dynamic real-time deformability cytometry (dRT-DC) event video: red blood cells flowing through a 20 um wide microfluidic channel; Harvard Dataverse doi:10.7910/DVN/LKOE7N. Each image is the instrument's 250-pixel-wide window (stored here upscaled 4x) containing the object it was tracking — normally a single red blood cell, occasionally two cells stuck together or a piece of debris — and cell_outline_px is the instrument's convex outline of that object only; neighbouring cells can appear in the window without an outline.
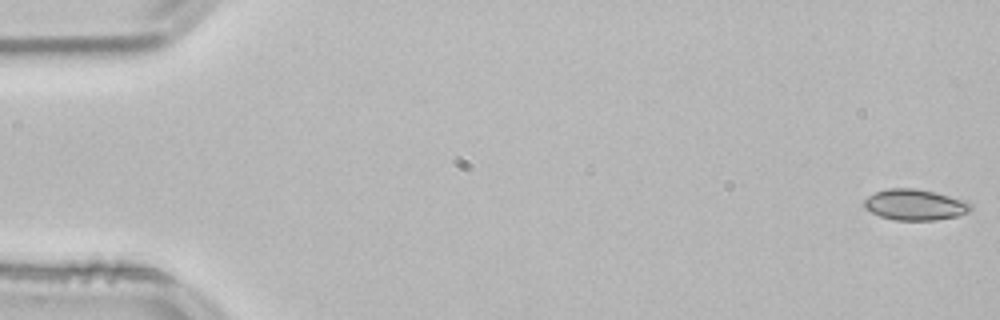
{"species": "common noctule bat (a hibernating species)", "species_latin": "Nyctalus noctula", "temperature_condition": "room temperature", "stored_images_in_passage": 17, "camera_frame_rate_fps": 3000, "um_per_image_px": 0.085, "animal": {"sex": "male", "body_mass_g": 21.5, "forearm_length_mm": 52.0}, "frame": {"image": 1, "passage_image": 1, "time_ms": 0.0, "image_size_px": [1000, 320], "cell_outline_px": [[972, 208], [968, 212], [956, 216], [936, 220], [892, 220], [880, 216], [864, 208], [864, 200], [868, 196], [876, 192], [888, 188], [912, 188], [932, 192], [948, 196], [972, 204]], "centroid_in_image_um": [77.72, 17.41], "position_along_channel_um": 7.3, "area_um2": 18.9}}